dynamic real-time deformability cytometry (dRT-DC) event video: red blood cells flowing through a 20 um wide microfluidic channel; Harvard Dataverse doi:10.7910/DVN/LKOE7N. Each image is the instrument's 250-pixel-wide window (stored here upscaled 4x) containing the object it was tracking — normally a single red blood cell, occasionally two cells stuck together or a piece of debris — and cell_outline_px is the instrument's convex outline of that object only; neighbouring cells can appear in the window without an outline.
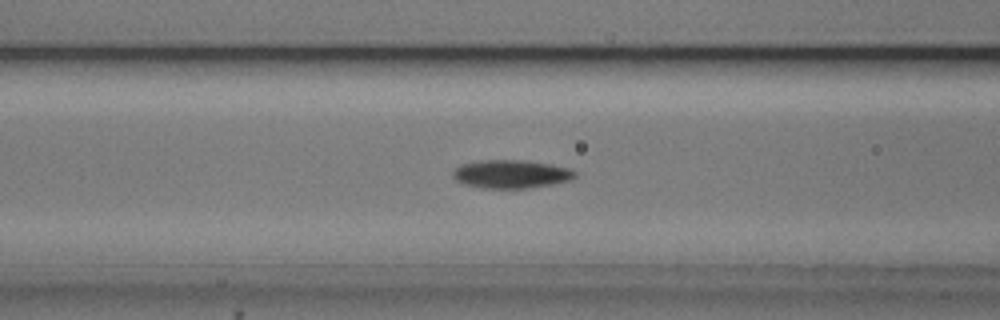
{"species": "common noctule bat (a hibernating species)", "species_latin": "Nyctalus noctula", "temperature_condition": "cold", "stored_images_in_passage": 49, "camera_frame_rate_fps": 3000, "um_per_image_px": 0.085, "animal": {"sex": "male", "body_mass_g": 20.5, "forearm_length_mm": 52.5}, "frame": {"image": 1, "passage_image": 17, "time_ms": 5.333, "image_size_px": [1000, 320], "cell_outline_px": [[576, 176], [572, 180], [556, 184], [532, 188], [480, 188], [464, 184], [456, 180], [452, 176], [452, 172], [460, 164], [488, 160], [520, 160], [548, 164], [568, 168], [576, 172]], "centroid_in_image_um": [43.46, 14.81], "position_along_channel_um": 123.1, "area_um2": 20.17}}
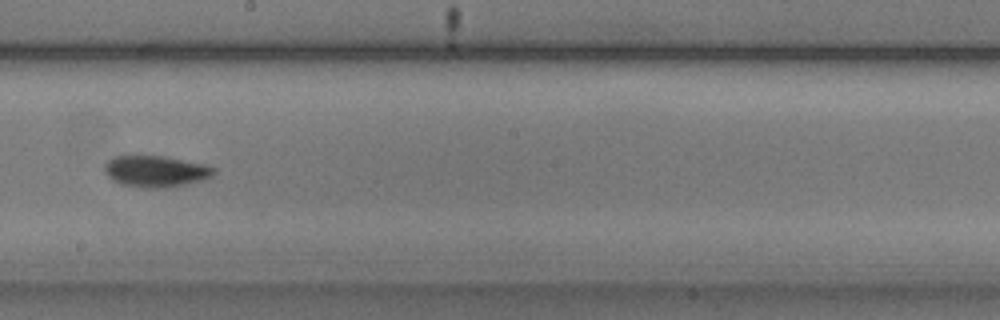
{"frame": {"image": 2, "passage_image": 26, "time_ms": 8.333, "image_size_px": [1000, 320], "cell_outline_px": [[216, 172], [212, 176], [204, 180], [164, 188], [140, 188], [120, 184], [112, 180], [104, 172], [104, 164], [108, 160], [116, 156], [164, 156], [204, 164], [216, 168]], "centroid_in_image_um": [13.23, 14.57], "position_along_channel_um": 235.0, "area_um2": 20.11}}
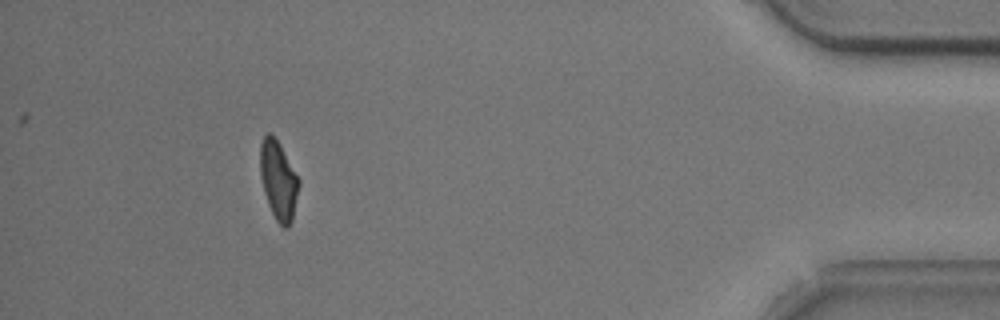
{"frame": {"image": 3, "passage_image": 45, "time_ms": 14.667, "image_size_px": [1000, 320], "cell_outline_px": [[300, 184], [292, 220], [288, 228], [284, 228], [276, 220], [268, 204], [264, 192], [260, 176], [260, 144], [264, 136], [268, 132], [272, 132], [280, 144], [300, 180]], "centroid_in_image_um": [23.66, 15.3], "position_along_channel_um": 411.5, "area_um2": 17.86}}